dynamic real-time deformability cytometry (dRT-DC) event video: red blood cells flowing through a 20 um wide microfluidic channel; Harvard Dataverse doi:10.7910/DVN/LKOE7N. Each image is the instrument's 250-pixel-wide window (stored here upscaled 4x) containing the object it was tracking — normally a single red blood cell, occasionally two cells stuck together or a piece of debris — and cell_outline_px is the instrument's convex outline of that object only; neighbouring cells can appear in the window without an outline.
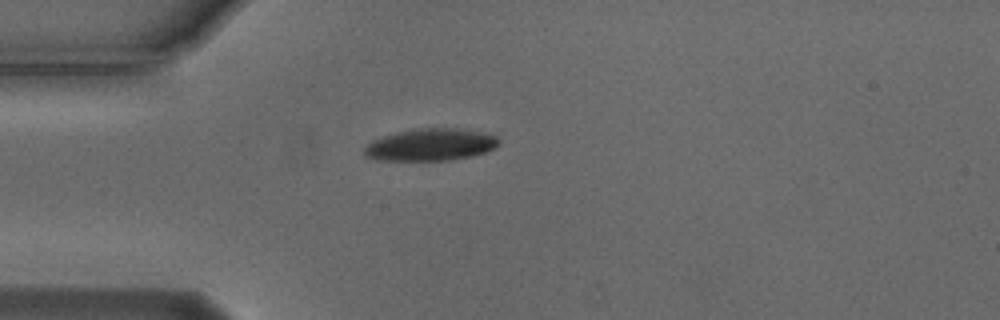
{"species": "Egyptian fruit bat (a non-hibernating species)", "species_latin": "Rousettus aegyptiacus", "temperature_condition": "cold", "stored_images_in_passage": 41, "camera_frame_rate_fps": 3000, "um_per_image_px": 0.085, "animal": {"sex": "male"}, "frame": {"image": 1, "passage_image": 1, "time_ms": 0.0, "image_size_px": [1000, 320], "cell_outline_px": [[500, 144], [496, 148], [472, 156], [448, 160], [376, 160], [364, 156], [364, 148], [372, 140], [396, 132], [412, 128], [456, 128], [496, 136], [500, 140]], "centroid_in_image_um": [36.57, 12.3], "position_along_channel_um": 48.4, "area_um2": 25.14}}
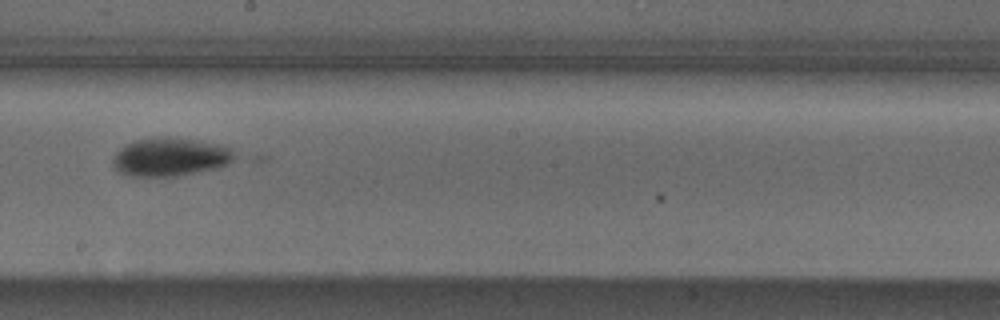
{"frame": {"image": 2, "passage_image": 17, "time_ms": 5.333, "image_size_px": [1000, 320], "cell_outline_px": [[232, 160], [216, 168], [176, 176], [132, 176], [120, 172], [112, 164], [112, 156], [124, 144], [136, 140], [156, 136], [168, 136], [196, 140], [216, 144], [232, 148]], "centroid_in_image_um": [14.39, 13.32], "position_along_channel_um": 233.8, "area_um2": 27.05}}
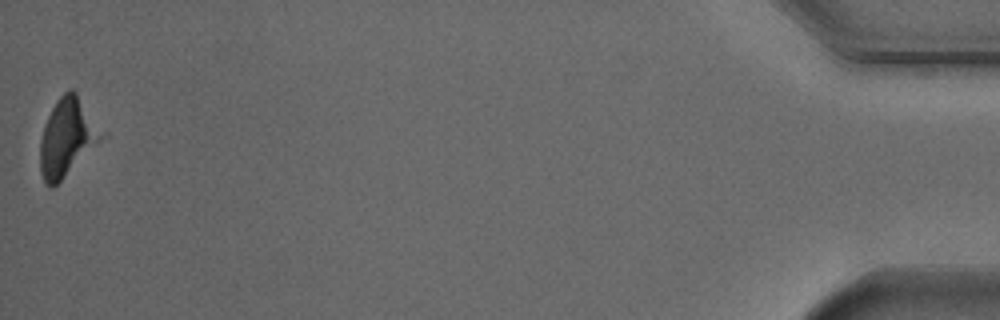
{"frame": {"image": 3, "passage_image": 41, "time_ms": 13.333, "image_size_px": [1000, 320], "cell_outline_px": [[108, 132], [52, 188], [48, 188], [44, 184], [40, 172], [40, 140], [44, 124], [56, 100], [68, 88], [72, 88], [76, 92]], "centroid_in_image_um": [5.72, 11.62], "position_along_channel_um": 429.5, "area_um2": 27.98}, "authors_computed_cell_mechanics": {"area_um2": 27.0504, "velocity_mm_per_s": 3.7121, "shape_relaxation_time_tau1_ms": 5.6528, "shape_relaxation_time_tau2_ms": null, "deformation_change_tau1": 0.1995, "deformation_change_tau2": null}}